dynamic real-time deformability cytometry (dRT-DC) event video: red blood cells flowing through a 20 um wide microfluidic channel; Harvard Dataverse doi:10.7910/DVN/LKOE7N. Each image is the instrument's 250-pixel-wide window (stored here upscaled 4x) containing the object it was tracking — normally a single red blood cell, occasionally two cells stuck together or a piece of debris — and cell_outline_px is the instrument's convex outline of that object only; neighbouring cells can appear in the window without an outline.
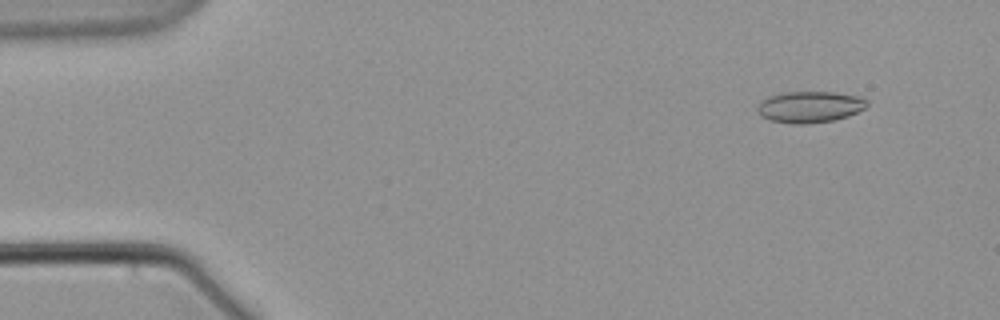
{"species": "common noctule bat (a hibernating species)", "species_latin": "Nyctalus noctula", "temperature_condition": "warm", "stored_images_in_passage": 6, "camera_frame_rate_fps": 3000, "um_per_image_px": 0.085, "animal": {"sex": "male", "body_mass_g": 21.5, "forearm_length_mm": 52.0}, "frame": {"image": 1, "passage_image": 2, "time_ms": 1.333, "image_size_px": [1000, 320], "cell_outline_px": [[868, 104], [864, 108], [848, 116], [832, 120], [808, 124], [796, 124], [768, 120], [760, 116], [756, 108], [760, 100], [768, 96], [784, 92], [832, 92], [860, 96], [868, 100]], "centroid_in_image_um": [68.79, 9.08], "position_along_channel_um": 16.2, "area_um2": 20.17}}
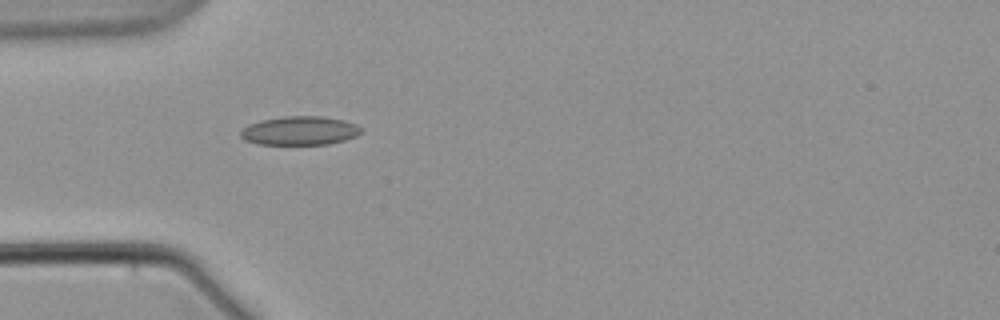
{"frame": {"image": 2, "passage_image": 5, "time_ms": 6.0, "image_size_px": [1000, 320], "cell_outline_px": [[364, 128], [356, 136], [344, 140], [328, 144], [256, 144], [244, 140], [240, 136], [240, 132], [244, 128], [260, 120], [284, 116], [320, 116], [344, 120], [356, 124]], "centroid_in_image_um": [25.49, 11.11], "position_along_channel_um": 59.5, "area_um2": 20.17}}